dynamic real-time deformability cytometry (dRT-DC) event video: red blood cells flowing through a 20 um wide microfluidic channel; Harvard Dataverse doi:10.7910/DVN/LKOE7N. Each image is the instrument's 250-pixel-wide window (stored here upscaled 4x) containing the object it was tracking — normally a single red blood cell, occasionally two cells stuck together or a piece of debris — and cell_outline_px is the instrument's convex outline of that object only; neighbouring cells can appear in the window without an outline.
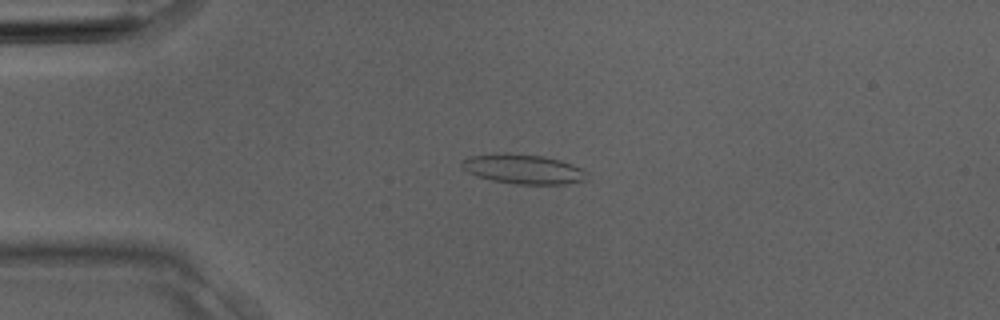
{"species": "Egyptian fruit bat (a non-hibernating species)", "species_latin": "Rousettus aegyptiacus", "temperature_condition": "room temperature", "stored_images_in_passage": 1, "camera_frame_rate_fps": 3000, "um_per_image_px": 0.085, "animal": {"sex": "male"}, "frame": {"image": 1, "passage_image": 1, "time_ms": 0.0, "image_size_px": [1000, 320], "cell_outline_px": [[588, 172], [584, 180], [564, 184], [516, 184], [492, 180], [476, 176], [468, 172], [460, 164], [460, 160], [472, 156], [504, 152], [544, 156], [560, 160], [572, 164]], "centroid_in_image_um": [44.45, 14.36], "position_along_channel_um": 40.6, "area_um2": 21.56}}